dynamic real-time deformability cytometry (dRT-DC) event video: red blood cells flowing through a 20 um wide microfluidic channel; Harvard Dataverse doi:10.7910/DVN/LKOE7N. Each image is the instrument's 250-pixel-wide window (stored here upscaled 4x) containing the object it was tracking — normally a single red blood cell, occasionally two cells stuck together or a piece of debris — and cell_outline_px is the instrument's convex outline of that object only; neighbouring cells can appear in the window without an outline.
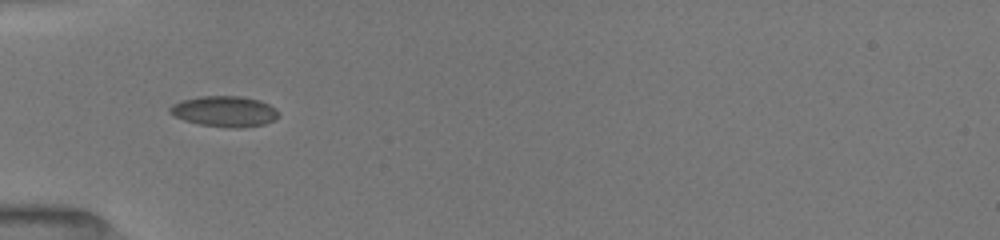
{"species": "common noctule bat (a hibernating species)", "species_latin": "Nyctalus noctula", "temperature_condition": "room temperature", "stored_images_in_passage": 24, "camera_frame_rate_fps": 3000, "um_per_image_px": 0.085, "animal": {"sex": "female", "body_mass_g": 19.5, "forearm_length_mm": 54.1}, "frame": {"image": 1, "passage_image": 1, "time_ms": 0.0, "image_size_px": [1000, 240], "cell_outline_px": [[280, 116], [264, 124], [240, 128], [232, 128], [200, 124], [184, 120], [168, 112], [168, 108], [172, 104], [180, 100], [200, 96], [244, 96], [260, 100], [276, 108], [280, 112]], "centroid_in_image_um": [19.09, 9.45], "position_along_channel_um": 65.9, "area_um2": 19.59}}